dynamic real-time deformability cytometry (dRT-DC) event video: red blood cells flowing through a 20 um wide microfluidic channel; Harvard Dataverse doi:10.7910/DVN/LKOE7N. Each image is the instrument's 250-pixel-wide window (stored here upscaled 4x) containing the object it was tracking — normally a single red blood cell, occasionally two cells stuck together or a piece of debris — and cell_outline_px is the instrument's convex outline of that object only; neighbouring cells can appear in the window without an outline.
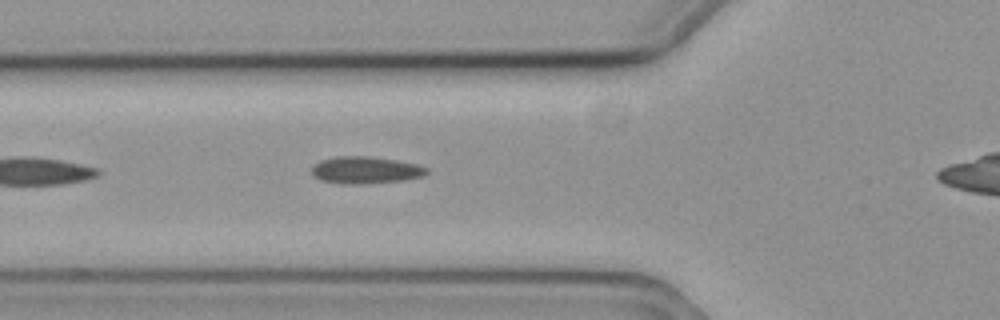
{"species": "common noctule bat (a hibernating species)", "species_latin": "Nyctalus noctula", "temperature_condition": "cold", "stored_images_in_passage": 11, "camera_frame_rate_fps": 3000, "um_per_image_px": 0.085, "animal": {"sex": "female", "body_mass_g": 19.3, "forearm_length_mm": 54.1}, "frame": {"image": 1, "passage_image": 4, "time_ms": 1.0, "image_size_px": [1000, 320], "cell_outline_px": [[428, 172], [424, 176], [404, 180], [360, 184], [340, 184], [320, 180], [312, 176], [312, 168], [320, 160], [336, 156], [368, 156], [396, 160], [416, 164], [428, 168]], "centroid_in_image_um": [31.05, 14.46], "position_along_channel_um": 94.7, "area_um2": 18.21}}
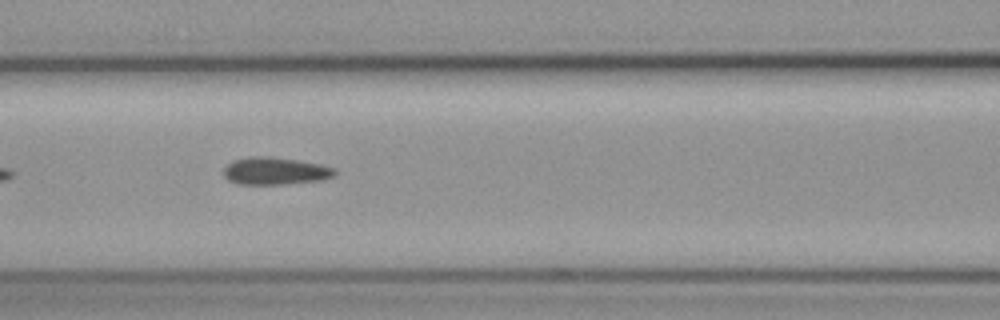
{"frame": {"image": 2, "passage_image": 8, "time_ms": 2.333, "image_size_px": [1000, 320], "cell_outline_px": [[336, 176], [324, 180], [288, 184], [236, 184], [228, 180], [224, 176], [224, 168], [232, 160], [248, 156], [268, 156], [296, 160], [320, 164], [336, 168]], "centroid_in_image_um": [23.41, 14.54], "position_along_channel_um": 143.2, "area_um2": 18.03}}